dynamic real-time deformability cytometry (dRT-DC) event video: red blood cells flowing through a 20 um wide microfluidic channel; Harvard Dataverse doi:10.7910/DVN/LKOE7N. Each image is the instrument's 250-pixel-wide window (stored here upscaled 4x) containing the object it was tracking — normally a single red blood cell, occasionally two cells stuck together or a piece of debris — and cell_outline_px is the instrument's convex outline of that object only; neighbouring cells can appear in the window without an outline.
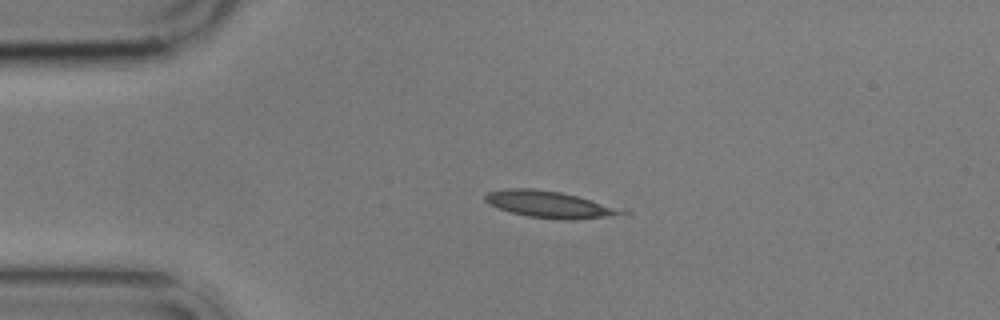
{"species": "common noctule bat (a hibernating species)", "species_latin": "Nyctalus noctula", "temperature_condition": "cold", "stored_images_in_passage": 2, "camera_frame_rate_fps": 3000, "um_per_image_px": 0.085, "animal": {"sex": "male", "body_mass_g": 17.9}, "frame": {"image": 1, "passage_image": 1, "time_ms": 0.0, "image_size_px": [1000, 320], "cell_outline_px": [[632, 212], [612, 216], [576, 220], [568, 220], [528, 216], [512, 212], [488, 204], [484, 200], [484, 196], [488, 192], [508, 188], [532, 188], [560, 192], [624, 208]], "centroid_in_image_um": [46.77, 17.38], "position_along_channel_um": 38.2, "area_um2": 21.27}}